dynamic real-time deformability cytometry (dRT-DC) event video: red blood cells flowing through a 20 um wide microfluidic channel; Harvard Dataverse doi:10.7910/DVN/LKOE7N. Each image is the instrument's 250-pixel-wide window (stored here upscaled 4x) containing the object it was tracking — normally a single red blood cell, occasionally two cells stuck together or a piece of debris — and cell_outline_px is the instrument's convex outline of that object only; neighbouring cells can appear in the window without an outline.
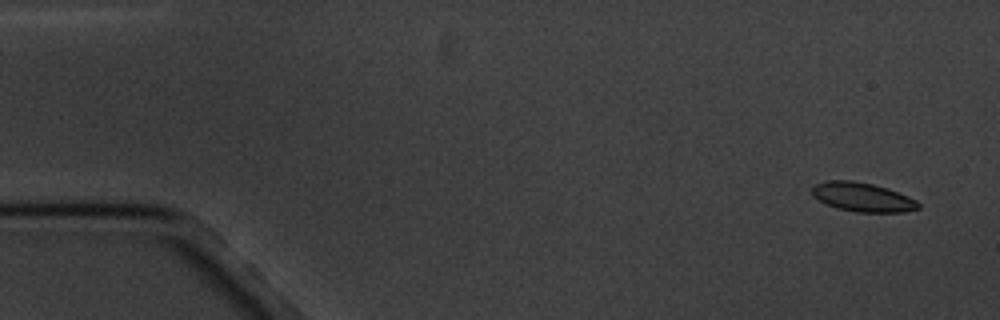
{"species": "common noctule bat (a hibernating species)", "species_latin": "Nyctalus noctula", "temperature_condition": "cold", "stored_images_in_passage": 5, "camera_frame_rate_fps": 3000, "um_per_image_px": 0.085, "animal": {"sex": "male", "body_mass_g": 20.1, "forearm_length_mm": 53.5}, "frame": {"image": 1, "passage_image": 1, "time_ms": 0.0, "image_size_px": [1000, 320], "cell_outline_px": [[920, 208], [904, 212], [856, 212], [836, 208], [812, 196], [812, 188], [816, 184], [828, 180], [852, 180], [872, 184], [888, 188], [908, 196], [916, 200], [920, 204]], "centroid_in_image_um": [73.33, 16.75], "position_along_channel_um": 11.7, "area_um2": 17.98}}
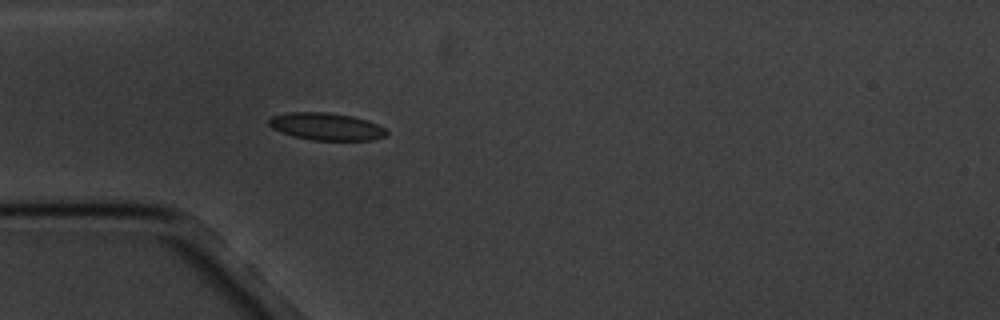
{"frame": {"image": 2, "passage_image": 5, "time_ms": 4.667, "image_size_px": [1000, 320], "cell_outline_px": [[388, 132], [384, 136], [372, 140], [312, 140], [292, 136], [272, 128], [268, 124], [268, 120], [272, 116], [288, 112], [328, 112], [352, 116], [368, 120], [384, 128]], "centroid_in_image_um": [27.71, 10.75], "position_along_channel_um": 57.3, "area_um2": 18.73}}